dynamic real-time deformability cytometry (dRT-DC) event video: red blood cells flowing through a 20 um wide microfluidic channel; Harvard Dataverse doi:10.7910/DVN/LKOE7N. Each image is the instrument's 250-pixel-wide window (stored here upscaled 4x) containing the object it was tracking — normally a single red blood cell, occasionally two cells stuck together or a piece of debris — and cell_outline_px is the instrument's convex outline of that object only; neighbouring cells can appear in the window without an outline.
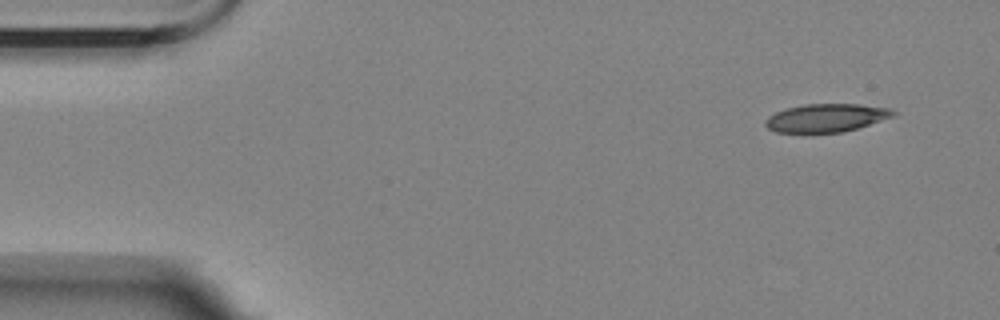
{"species": "Egyptian fruit bat (a non-hibernating species)", "species_latin": "Rousettus aegyptiacus", "temperature_condition": "room temperature", "stored_images_in_passage": 8, "camera_frame_rate_fps": 3000, "um_per_image_px": 0.085, "animal": {"sex": "female"}, "frame": {"image": 1, "passage_image": 1, "time_ms": 0.0, "image_size_px": [1000, 320], "cell_outline_px": [[896, 116], [844, 132], [776, 132], [768, 128], [764, 124], [764, 120], [768, 116], [784, 108], [804, 104], [860, 104], [892, 108], [896, 112]], "centroid_in_image_um": [70.25, 10.0], "position_along_channel_um": 14.8, "area_um2": 21.15}}
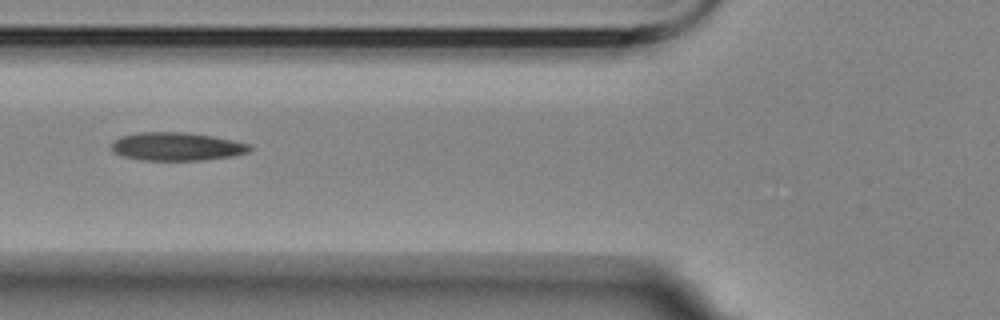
{"frame": {"image": 2, "passage_image": 6, "time_ms": 5.667, "image_size_px": [1000, 320], "cell_outline_px": [[252, 148], [248, 152], [232, 156], [204, 160], [140, 160], [120, 156], [112, 152], [112, 140], [120, 136], [140, 132], [188, 132], [212, 136], [232, 140], [248, 144]], "centroid_in_image_um": [14.96, 12.45], "position_along_channel_um": 110.8, "area_um2": 22.89}}
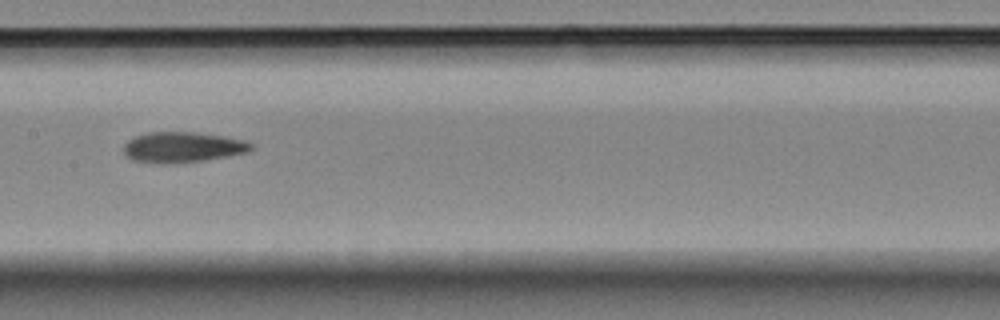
{"frame": {"image": 3, "passage_image": 8, "time_ms": 8.0, "image_size_px": [1000, 320], "cell_outline_px": [[256, 144], [248, 152], [228, 156], [204, 160], [132, 160], [124, 152], [124, 144], [128, 140], [136, 136], [148, 132], [192, 132], [220, 136], [244, 140]], "centroid_in_image_um": [15.6, 12.45], "position_along_channel_um": 191.8, "area_um2": 21.44}}